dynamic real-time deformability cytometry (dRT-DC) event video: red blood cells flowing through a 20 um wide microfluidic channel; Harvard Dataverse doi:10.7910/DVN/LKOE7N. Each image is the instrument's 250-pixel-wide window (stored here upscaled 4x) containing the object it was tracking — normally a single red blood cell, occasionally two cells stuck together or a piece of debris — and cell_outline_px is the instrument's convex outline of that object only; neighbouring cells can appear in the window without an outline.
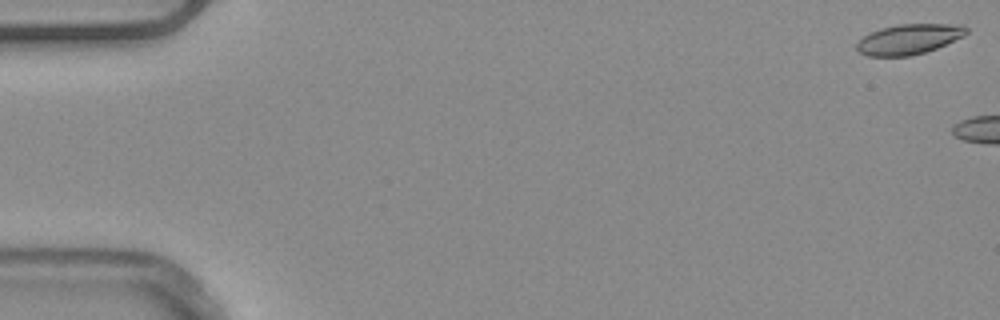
{"species": "common noctule bat (a hibernating species)", "species_latin": "Nyctalus noctula", "temperature_condition": "warm", "stored_images_in_passage": 5, "camera_frame_rate_fps": 3000, "um_per_image_px": 0.085, "animal": {"sex": "male", "body_mass_g": 20.4}, "frame": {"image": 1, "passage_image": 1, "time_ms": 0.0, "image_size_px": [1000, 320], "cell_outline_px": [[968, 32], [964, 36], [936, 48], [924, 52], [908, 56], [868, 56], [860, 52], [856, 48], [856, 44], [864, 36], [880, 28], [900, 24], [964, 24], [968, 28]], "centroid_in_image_um": [77.29, 3.32], "position_along_channel_um": 7.7, "area_um2": 19.19}}